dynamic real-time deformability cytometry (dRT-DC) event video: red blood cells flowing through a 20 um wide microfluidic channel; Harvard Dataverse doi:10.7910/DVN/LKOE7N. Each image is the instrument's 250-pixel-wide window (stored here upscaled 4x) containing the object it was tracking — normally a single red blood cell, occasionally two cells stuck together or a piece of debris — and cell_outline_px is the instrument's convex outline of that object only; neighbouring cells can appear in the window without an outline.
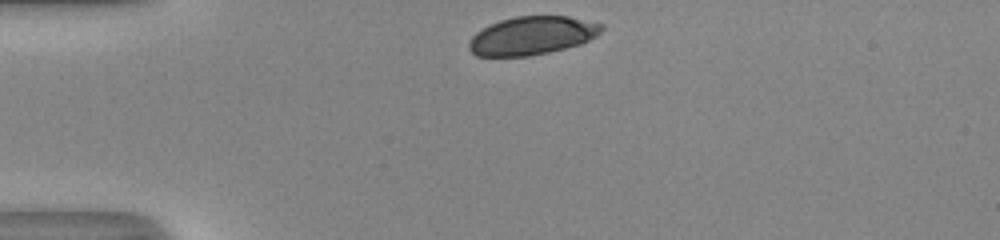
{"species": "human", "species_latin": "Homo sapiens", "temperature_condition": "room temperature", "stored_images_in_passage": 32, "camera_frame_rate_fps": 3000, "um_per_image_px": 0.085, "donor": {"sex": "male"}, "frame": {"image": 1, "passage_image": 1, "time_ms": 0.0, "image_size_px": [1000, 240], "cell_outline_px": [[604, 28], [596, 36], [580, 44], [548, 52], [528, 56], [476, 56], [468, 48], [468, 44], [472, 36], [476, 32], [488, 24], [500, 20], [516, 16], [568, 16], [604, 24]], "centroid_in_image_um": [45.21, 3.02], "position_along_channel_um": 39.8, "area_um2": 29.65}}
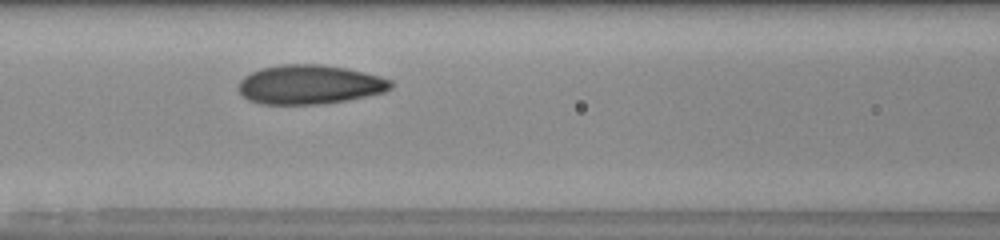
{"frame": {"image": 2, "passage_image": 13, "time_ms": 4.0, "image_size_px": [1000, 240], "cell_outline_px": [[392, 88], [384, 92], [348, 100], [324, 104], [260, 104], [248, 100], [240, 96], [236, 88], [240, 80], [244, 76], [260, 68], [284, 64], [320, 64], [344, 68], [380, 76], [392, 80]], "centroid_in_image_um": [26.26, 7.2], "position_along_channel_um": 140.3, "area_um2": 35.08}}
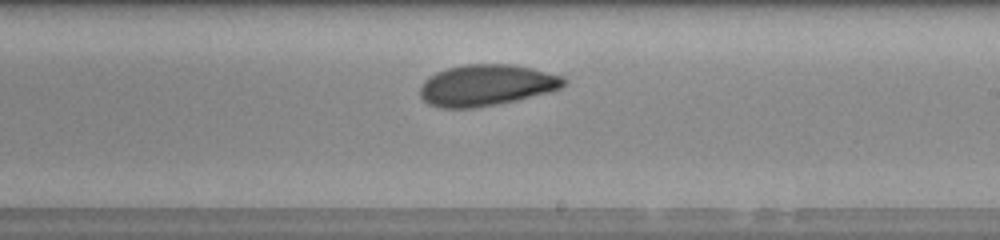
{"frame": {"image": 3, "passage_image": 21, "time_ms": 6.667, "image_size_px": [1000, 240], "cell_outline_px": [[568, 84], [560, 88], [548, 92], [496, 104], [472, 108], [440, 108], [428, 104], [420, 96], [420, 88], [424, 80], [428, 76], [436, 72], [448, 68], [464, 64], [512, 64], [532, 68], [564, 76], [568, 80]], "centroid_in_image_um": [41.34, 7.23], "position_along_channel_um": 247.7, "area_um2": 34.62}, "authors_computed_cell_mechanics": {"area_um2": 33.4951, "velocity_mm_per_s": 4.0475, "shape_relaxation_time_tau1_ms": 3.3301, "shape_relaxation_time_tau2_ms": 1.4707, "deformation_change_tau1": 0.0635, "deformation_change_tau2": 0.0232}}